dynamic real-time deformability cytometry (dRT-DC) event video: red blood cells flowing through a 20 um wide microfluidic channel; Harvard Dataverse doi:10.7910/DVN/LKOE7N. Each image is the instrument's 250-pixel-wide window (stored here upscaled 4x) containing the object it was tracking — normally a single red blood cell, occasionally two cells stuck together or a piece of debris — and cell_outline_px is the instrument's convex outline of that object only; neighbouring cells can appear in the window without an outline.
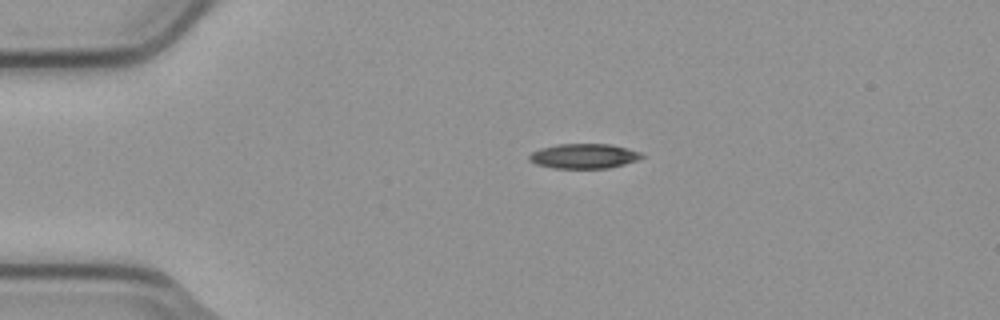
{"species": "common noctule bat (a hibernating species)", "species_latin": "Nyctalus noctula", "temperature_condition": "cold", "stored_images_in_passage": 2, "camera_frame_rate_fps": 3000, "um_per_image_px": 0.085, "animal": {"sex": "male", "body_mass_g": 23.1, "forearm_length_mm": 52.7}, "frame": {"image": 1, "passage_image": 1, "time_ms": 0.0, "image_size_px": [1000, 320], "cell_outline_px": [[644, 156], [636, 160], [624, 164], [608, 168], [552, 168], [536, 164], [528, 160], [528, 156], [532, 152], [540, 148], [560, 144], [608, 144], [640, 152]], "centroid_in_image_um": [49.58, 13.27], "position_along_channel_um": 35.4, "area_um2": 16.07}}